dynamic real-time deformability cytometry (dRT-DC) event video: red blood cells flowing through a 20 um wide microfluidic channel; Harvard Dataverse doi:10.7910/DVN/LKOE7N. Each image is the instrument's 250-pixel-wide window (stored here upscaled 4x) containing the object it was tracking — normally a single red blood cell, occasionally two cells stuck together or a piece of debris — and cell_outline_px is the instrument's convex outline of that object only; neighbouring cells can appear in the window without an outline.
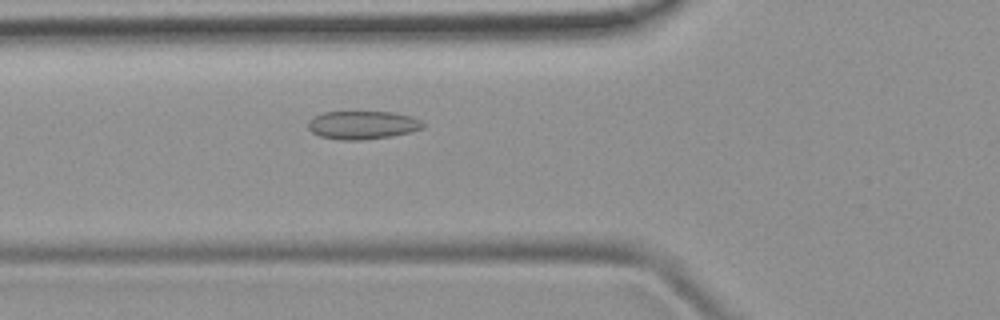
{"species": "common noctule bat (a hibernating species)", "species_latin": "Nyctalus noctula", "temperature_condition": "room temperature", "stored_images_in_passage": 5, "camera_frame_rate_fps": 3000, "um_per_image_px": 0.085, "animal": {"sex": "female", "body_mass_g": 19.9}, "frame": {"image": 1, "passage_image": 5, "time_ms": 4.667, "image_size_px": [1000, 320], "cell_outline_px": [[424, 128], [392, 136], [360, 140], [340, 140], [320, 136], [312, 132], [308, 128], [308, 120], [324, 112], [396, 112], [412, 116], [420, 120], [424, 124]], "centroid_in_image_um": [30.82, 10.62], "position_along_channel_um": 95.0, "area_um2": 18.9}}